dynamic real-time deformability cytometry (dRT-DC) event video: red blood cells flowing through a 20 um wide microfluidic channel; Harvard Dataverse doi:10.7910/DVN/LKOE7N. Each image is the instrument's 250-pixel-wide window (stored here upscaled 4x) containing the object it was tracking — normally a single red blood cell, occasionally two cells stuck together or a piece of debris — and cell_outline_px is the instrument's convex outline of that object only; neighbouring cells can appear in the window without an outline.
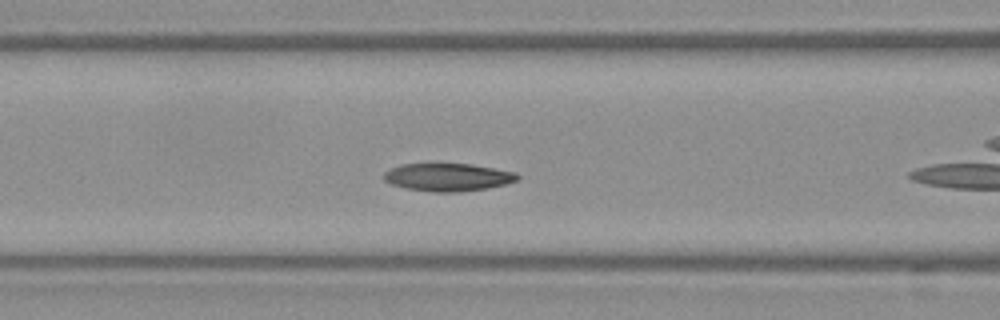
{"species": "Egyptian fruit bat (a non-hibernating species)", "species_latin": "Rousettus aegyptiacus", "temperature_condition": "warm", "stored_images_in_passage": 39, "camera_frame_rate_fps": 3000, "um_per_image_px": 0.085, "frame": {"image": 1, "passage_image": 8, "time_ms": 2.333, "image_size_px": [1000, 320], "cell_outline_px": [[520, 176], [516, 180], [504, 184], [488, 188], [460, 192], [432, 192], [404, 188], [392, 184], [384, 180], [384, 172], [388, 168], [400, 164], [472, 164], [516, 172]], "centroid_in_image_um": [38.04, 15.06], "position_along_channel_um": 128.6, "area_um2": 21.73}}
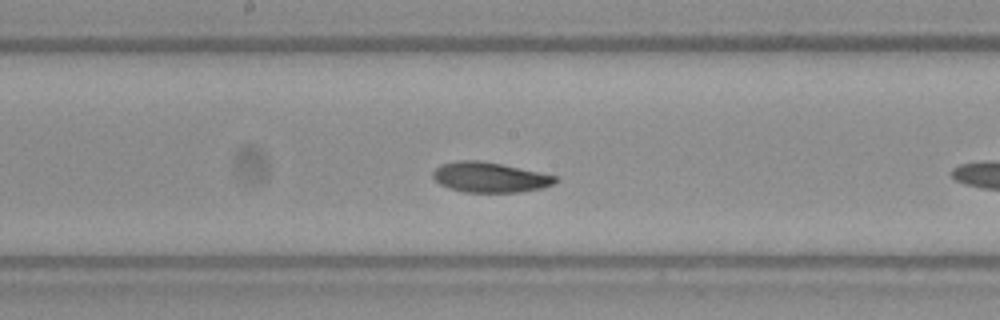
{"frame": {"image": 2, "passage_image": 14, "time_ms": 4.333, "image_size_px": [1000, 320], "cell_outline_px": [[560, 180], [552, 184], [540, 188], [520, 192], [464, 192], [448, 188], [440, 184], [432, 176], [432, 172], [440, 164], [460, 160], [480, 160], [504, 164], [556, 176]], "centroid_in_image_um": [41.61, 15.06], "position_along_channel_um": 206.6, "area_um2": 21.56}}
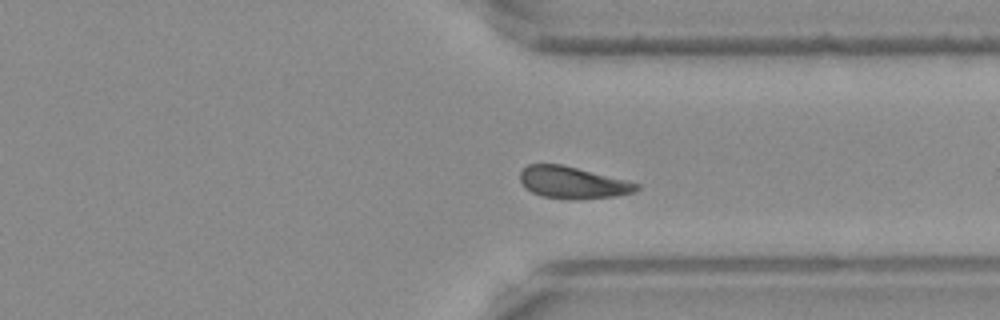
{"frame": {"image": 3, "passage_image": 26, "time_ms": 8.333, "image_size_px": [1000, 320], "cell_outline_px": [[640, 188], [632, 192], [616, 196], [576, 200], [540, 196], [524, 188], [520, 180], [520, 172], [528, 164], [560, 164], [640, 184]], "centroid_in_image_um": [48.63, 15.53], "position_along_channel_um": 362.8, "area_um2": 21.44}, "authors_computed_cell_mechanics": {"area_um2": 21.7328, "velocity_mm_per_s": 3.9029, "shape_relaxation_time_tau1_ms": 1.9406, "shape_relaxation_time_tau2_ms": 4.8088, "deformation_change_tau1": 0.0813, "deformation_change_tau2": 0.0869}}